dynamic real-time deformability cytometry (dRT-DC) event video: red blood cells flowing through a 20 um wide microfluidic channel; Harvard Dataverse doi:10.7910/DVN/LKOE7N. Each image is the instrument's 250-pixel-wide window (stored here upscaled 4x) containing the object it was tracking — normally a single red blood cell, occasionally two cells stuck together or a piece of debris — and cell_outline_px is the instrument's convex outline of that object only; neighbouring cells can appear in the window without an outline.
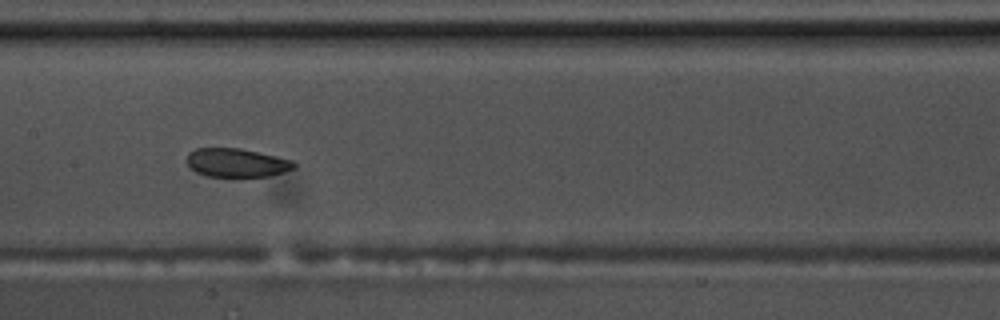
{"species": "common noctule bat (a hibernating species)", "species_latin": "Nyctalus noctula", "temperature_condition": "warm", "stored_images_in_passage": 9, "camera_frame_rate_fps": 3000, "um_per_image_px": 0.085, "animal": {"sex": "male", "body_mass_g": 17.5, "forearm_length_mm": 52.3}, "frame": {"image": 1, "passage_image": 7, "time_ms": 2.0, "image_size_px": [1000, 320], "cell_outline_px": [[296, 168], [268, 176], [232, 180], [208, 176], [196, 172], [188, 164], [188, 152], [196, 148], [240, 148], [276, 156], [292, 160], [296, 164]], "centroid_in_image_um": [20.12, 13.88], "position_along_channel_um": 187.3, "area_um2": 18.55}}